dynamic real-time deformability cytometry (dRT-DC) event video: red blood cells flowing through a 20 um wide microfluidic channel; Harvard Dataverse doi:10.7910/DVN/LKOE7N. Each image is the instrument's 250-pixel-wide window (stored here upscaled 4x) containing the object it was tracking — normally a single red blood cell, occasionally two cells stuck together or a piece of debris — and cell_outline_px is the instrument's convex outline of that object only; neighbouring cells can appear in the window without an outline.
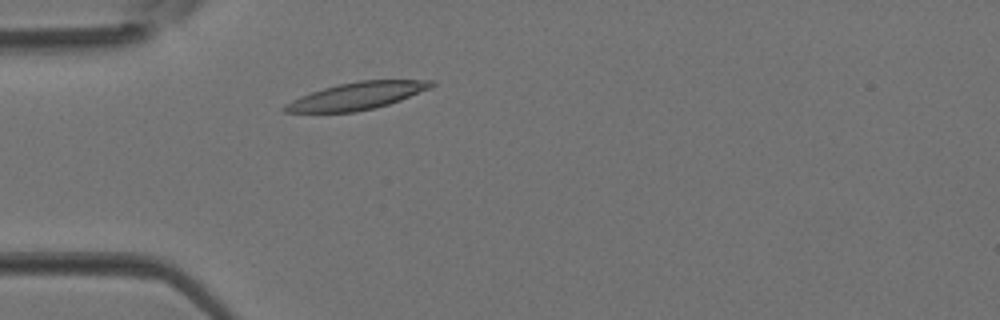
{"species": "Egyptian fruit bat (a non-hibernating species)", "species_latin": "Rousettus aegyptiacus", "temperature_condition": "room temperature", "stored_images_in_passage": 2, "camera_frame_rate_fps": 3000, "um_per_image_px": 0.085, "animal": {"sex": "female"}, "frame": {"image": 1, "passage_image": 2, "time_ms": 0.333, "image_size_px": [1000, 320], "cell_outline_px": [[436, 84], [432, 88], [400, 100], [388, 104], [356, 112], [284, 112], [280, 108], [284, 104], [300, 96], [324, 88], [340, 84], [360, 80], [432, 80]], "centroid_in_image_um": [30.34, 8.15], "position_along_channel_um": 54.7, "area_um2": 23.12}}